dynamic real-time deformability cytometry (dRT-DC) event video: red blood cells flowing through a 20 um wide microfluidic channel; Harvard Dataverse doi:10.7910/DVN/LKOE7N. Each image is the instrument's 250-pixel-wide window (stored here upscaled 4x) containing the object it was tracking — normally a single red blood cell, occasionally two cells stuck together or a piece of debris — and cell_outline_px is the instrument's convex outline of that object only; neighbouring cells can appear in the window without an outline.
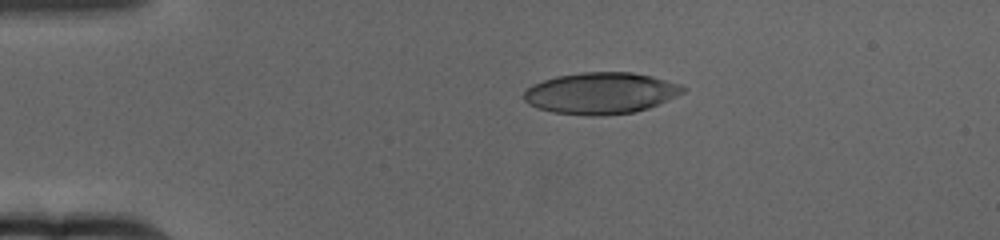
{"species": "human", "species_latin": "Homo sapiens", "temperature_condition": "cold", "stored_images_in_passage": 52, "camera_frame_rate_fps": 3000, "um_per_image_px": 0.085, "donor": {"sex": "female"}, "frame": {"image": 1, "passage_image": 1, "time_ms": 0.0, "image_size_px": [1000, 240], "cell_outline_px": [[688, 88], [684, 92], [676, 96], [648, 108], [636, 112], [604, 116], [588, 116], [552, 112], [536, 108], [528, 104], [524, 100], [524, 92], [532, 84], [556, 76], [584, 72], [632, 72], [652, 76], [680, 84]], "centroid_in_image_um": [51.06, 7.93], "position_along_channel_um": 33.9, "area_um2": 38.67}}
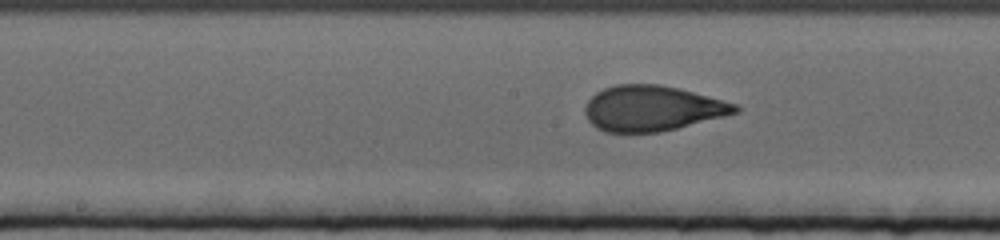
{"frame": {"image": 2, "passage_image": 21, "time_ms": 6.667, "image_size_px": [1000, 240], "cell_outline_px": [[740, 112], [660, 132], [604, 132], [596, 128], [588, 120], [584, 112], [584, 108], [588, 100], [596, 92], [604, 88], [616, 84], [660, 84], [708, 96], [736, 104], [740, 108]], "centroid_in_image_um": [55.4, 9.21], "position_along_channel_um": 192.8, "area_um2": 39.54}}
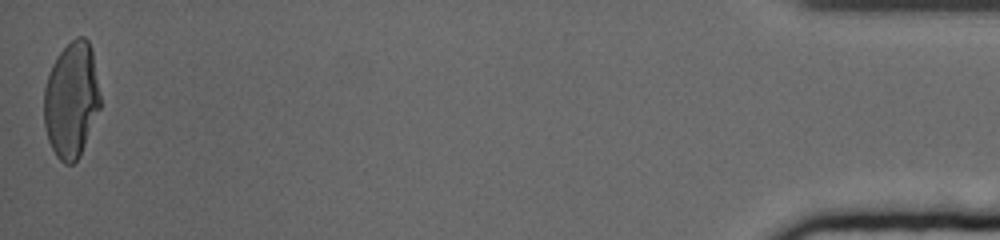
{"frame": {"image": 3, "passage_image": 52, "time_ms": 17.0, "image_size_px": [1000, 240], "cell_outline_px": [[100, 108], [80, 156], [72, 164], [64, 164], [56, 156], [48, 140], [44, 124], [44, 88], [52, 64], [56, 56], [76, 36], [84, 36], [88, 40], [92, 48], [100, 96]], "centroid_in_image_um": [6.07, 8.49], "position_along_channel_um": 429.1, "area_um2": 38.03}, "authors_computed_cell_mechanics": {"area_um2": 39.304, "velocity_mm_per_s": 3.1285, "shape_relaxation_time_tau1_ms": 5.3401, "shape_relaxation_time_tau2_ms": 1.0288, "deformation_change_tau1": 0.2037, "deformation_change_tau2": 0.0699}}